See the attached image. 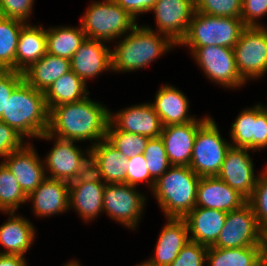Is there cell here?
I'll use <instances>...</instances> for the list:
<instances>
[{"label":"cell","mask_w":267,"mask_h":266,"mask_svg":"<svg viewBox=\"0 0 267 266\" xmlns=\"http://www.w3.org/2000/svg\"><path fill=\"white\" fill-rule=\"evenodd\" d=\"M159 233L155 252L148 260L158 266H169L189 241L188 226L184 218L167 217Z\"/></svg>","instance_id":"obj_25"},{"label":"cell","mask_w":267,"mask_h":266,"mask_svg":"<svg viewBox=\"0 0 267 266\" xmlns=\"http://www.w3.org/2000/svg\"><path fill=\"white\" fill-rule=\"evenodd\" d=\"M196 119L185 124L163 127L161 138L171 165L190 166L193 144L198 128L209 118Z\"/></svg>","instance_id":"obj_20"},{"label":"cell","mask_w":267,"mask_h":266,"mask_svg":"<svg viewBox=\"0 0 267 266\" xmlns=\"http://www.w3.org/2000/svg\"><path fill=\"white\" fill-rule=\"evenodd\" d=\"M106 139L128 159L143 154L150 138L118 130L110 121Z\"/></svg>","instance_id":"obj_35"},{"label":"cell","mask_w":267,"mask_h":266,"mask_svg":"<svg viewBox=\"0 0 267 266\" xmlns=\"http://www.w3.org/2000/svg\"><path fill=\"white\" fill-rule=\"evenodd\" d=\"M246 26L238 17L209 16L195 11L185 37L177 46H185L191 54L203 46L234 48Z\"/></svg>","instance_id":"obj_5"},{"label":"cell","mask_w":267,"mask_h":266,"mask_svg":"<svg viewBox=\"0 0 267 266\" xmlns=\"http://www.w3.org/2000/svg\"><path fill=\"white\" fill-rule=\"evenodd\" d=\"M233 51L241 78L261 79L267 73V27L246 26Z\"/></svg>","instance_id":"obj_9"},{"label":"cell","mask_w":267,"mask_h":266,"mask_svg":"<svg viewBox=\"0 0 267 266\" xmlns=\"http://www.w3.org/2000/svg\"><path fill=\"white\" fill-rule=\"evenodd\" d=\"M262 236L252 207L245 203L241 208L227 212L224 226L212 247L262 246Z\"/></svg>","instance_id":"obj_12"},{"label":"cell","mask_w":267,"mask_h":266,"mask_svg":"<svg viewBox=\"0 0 267 266\" xmlns=\"http://www.w3.org/2000/svg\"><path fill=\"white\" fill-rule=\"evenodd\" d=\"M250 149L231 146L217 177L248 199L256 186L259 174L255 175Z\"/></svg>","instance_id":"obj_16"},{"label":"cell","mask_w":267,"mask_h":266,"mask_svg":"<svg viewBox=\"0 0 267 266\" xmlns=\"http://www.w3.org/2000/svg\"><path fill=\"white\" fill-rule=\"evenodd\" d=\"M230 144L257 152L267 148V108L257 103L238 114L231 124Z\"/></svg>","instance_id":"obj_13"},{"label":"cell","mask_w":267,"mask_h":266,"mask_svg":"<svg viewBox=\"0 0 267 266\" xmlns=\"http://www.w3.org/2000/svg\"><path fill=\"white\" fill-rule=\"evenodd\" d=\"M110 109L87 96L64 103L49 111L48 133L65 140L91 141V146L106 139Z\"/></svg>","instance_id":"obj_1"},{"label":"cell","mask_w":267,"mask_h":266,"mask_svg":"<svg viewBox=\"0 0 267 266\" xmlns=\"http://www.w3.org/2000/svg\"><path fill=\"white\" fill-rule=\"evenodd\" d=\"M247 199L217 176L200 177L196 207L230 212L241 208Z\"/></svg>","instance_id":"obj_22"},{"label":"cell","mask_w":267,"mask_h":266,"mask_svg":"<svg viewBox=\"0 0 267 266\" xmlns=\"http://www.w3.org/2000/svg\"><path fill=\"white\" fill-rule=\"evenodd\" d=\"M35 0H0V16L29 23Z\"/></svg>","instance_id":"obj_41"},{"label":"cell","mask_w":267,"mask_h":266,"mask_svg":"<svg viewBox=\"0 0 267 266\" xmlns=\"http://www.w3.org/2000/svg\"><path fill=\"white\" fill-rule=\"evenodd\" d=\"M0 121L11 126L24 139H37L49 127V110L44 92L23 80L13 90Z\"/></svg>","instance_id":"obj_3"},{"label":"cell","mask_w":267,"mask_h":266,"mask_svg":"<svg viewBox=\"0 0 267 266\" xmlns=\"http://www.w3.org/2000/svg\"><path fill=\"white\" fill-rule=\"evenodd\" d=\"M24 80L23 73L14 70H0V118L13 90Z\"/></svg>","instance_id":"obj_43"},{"label":"cell","mask_w":267,"mask_h":266,"mask_svg":"<svg viewBox=\"0 0 267 266\" xmlns=\"http://www.w3.org/2000/svg\"><path fill=\"white\" fill-rule=\"evenodd\" d=\"M47 53L46 29L26 23L20 32L16 51V71L23 72Z\"/></svg>","instance_id":"obj_28"},{"label":"cell","mask_w":267,"mask_h":266,"mask_svg":"<svg viewBox=\"0 0 267 266\" xmlns=\"http://www.w3.org/2000/svg\"><path fill=\"white\" fill-rule=\"evenodd\" d=\"M199 180L190 167L171 165L155 181L151 192L166 218H184L196 207Z\"/></svg>","instance_id":"obj_4"},{"label":"cell","mask_w":267,"mask_h":266,"mask_svg":"<svg viewBox=\"0 0 267 266\" xmlns=\"http://www.w3.org/2000/svg\"><path fill=\"white\" fill-rule=\"evenodd\" d=\"M87 84L72 70L65 73L44 92L48 110L64 104L78 102L89 96Z\"/></svg>","instance_id":"obj_30"},{"label":"cell","mask_w":267,"mask_h":266,"mask_svg":"<svg viewBox=\"0 0 267 266\" xmlns=\"http://www.w3.org/2000/svg\"><path fill=\"white\" fill-rule=\"evenodd\" d=\"M227 212L195 207L185 217L189 240L201 245L213 246L222 230Z\"/></svg>","instance_id":"obj_26"},{"label":"cell","mask_w":267,"mask_h":266,"mask_svg":"<svg viewBox=\"0 0 267 266\" xmlns=\"http://www.w3.org/2000/svg\"><path fill=\"white\" fill-rule=\"evenodd\" d=\"M122 9L127 11L136 21L141 14L148 13L157 0H114Z\"/></svg>","instance_id":"obj_45"},{"label":"cell","mask_w":267,"mask_h":266,"mask_svg":"<svg viewBox=\"0 0 267 266\" xmlns=\"http://www.w3.org/2000/svg\"><path fill=\"white\" fill-rule=\"evenodd\" d=\"M69 71H71L69 59L46 53L22 73L24 81L28 85L38 91L45 92L54 81Z\"/></svg>","instance_id":"obj_29"},{"label":"cell","mask_w":267,"mask_h":266,"mask_svg":"<svg viewBox=\"0 0 267 266\" xmlns=\"http://www.w3.org/2000/svg\"><path fill=\"white\" fill-rule=\"evenodd\" d=\"M150 176L156 181L171 166L161 137L150 138L143 152Z\"/></svg>","instance_id":"obj_36"},{"label":"cell","mask_w":267,"mask_h":266,"mask_svg":"<svg viewBox=\"0 0 267 266\" xmlns=\"http://www.w3.org/2000/svg\"><path fill=\"white\" fill-rule=\"evenodd\" d=\"M5 214L9 217L0 226V245L5 250H1L0 254L25 256L36 238V228L21 214L16 215L15 212H5Z\"/></svg>","instance_id":"obj_27"},{"label":"cell","mask_w":267,"mask_h":266,"mask_svg":"<svg viewBox=\"0 0 267 266\" xmlns=\"http://www.w3.org/2000/svg\"><path fill=\"white\" fill-rule=\"evenodd\" d=\"M46 37L47 53L69 60L87 38L80 24L78 27H49L46 29Z\"/></svg>","instance_id":"obj_31"},{"label":"cell","mask_w":267,"mask_h":266,"mask_svg":"<svg viewBox=\"0 0 267 266\" xmlns=\"http://www.w3.org/2000/svg\"><path fill=\"white\" fill-rule=\"evenodd\" d=\"M21 149L11 152L3 160L28 197L46 178L44 161L38 156L31 141Z\"/></svg>","instance_id":"obj_17"},{"label":"cell","mask_w":267,"mask_h":266,"mask_svg":"<svg viewBox=\"0 0 267 266\" xmlns=\"http://www.w3.org/2000/svg\"><path fill=\"white\" fill-rule=\"evenodd\" d=\"M63 266H82V265L80 264L79 260L77 261L76 259H74L73 261L67 262Z\"/></svg>","instance_id":"obj_49"},{"label":"cell","mask_w":267,"mask_h":266,"mask_svg":"<svg viewBox=\"0 0 267 266\" xmlns=\"http://www.w3.org/2000/svg\"><path fill=\"white\" fill-rule=\"evenodd\" d=\"M207 246L188 241L169 266H206Z\"/></svg>","instance_id":"obj_39"},{"label":"cell","mask_w":267,"mask_h":266,"mask_svg":"<svg viewBox=\"0 0 267 266\" xmlns=\"http://www.w3.org/2000/svg\"><path fill=\"white\" fill-rule=\"evenodd\" d=\"M136 266H158V265H155L153 263H151L148 259L145 260L144 262H141L140 264L136 265Z\"/></svg>","instance_id":"obj_50"},{"label":"cell","mask_w":267,"mask_h":266,"mask_svg":"<svg viewBox=\"0 0 267 266\" xmlns=\"http://www.w3.org/2000/svg\"><path fill=\"white\" fill-rule=\"evenodd\" d=\"M218 128L210 116L197 130L189 167L199 177L217 176L231 147L230 141L222 137Z\"/></svg>","instance_id":"obj_8"},{"label":"cell","mask_w":267,"mask_h":266,"mask_svg":"<svg viewBox=\"0 0 267 266\" xmlns=\"http://www.w3.org/2000/svg\"><path fill=\"white\" fill-rule=\"evenodd\" d=\"M36 217H51L69 211V183L46 177L27 197Z\"/></svg>","instance_id":"obj_23"},{"label":"cell","mask_w":267,"mask_h":266,"mask_svg":"<svg viewBox=\"0 0 267 266\" xmlns=\"http://www.w3.org/2000/svg\"><path fill=\"white\" fill-rule=\"evenodd\" d=\"M105 183L90 169L69 183V210L74 209L85 222L95 220L103 211Z\"/></svg>","instance_id":"obj_14"},{"label":"cell","mask_w":267,"mask_h":266,"mask_svg":"<svg viewBox=\"0 0 267 266\" xmlns=\"http://www.w3.org/2000/svg\"><path fill=\"white\" fill-rule=\"evenodd\" d=\"M147 197L136 186L126 183L106 184L103 193V211L116 223L128 229H137L143 216Z\"/></svg>","instance_id":"obj_10"},{"label":"cell","mask_w":267,"mask_h":266,"mask_svg":"<svg viewBox=\"0 0 267 266\" xmlns=\"http://www.w3.org/2000/svg\"><path fill=\"white\" fill-rule=\"evenodd\" d=\"M110 122L121 131L140 134L148 138L161 136L163 125L150 102L131 105L110 112Z\"/></svg>","instance_id":"obj_18"},{"label":"cell","mask_w":267,"mask_h":266,"mask_svg":"<svg viewBox=\"0 0 267 266\" xmlns=\"http://www.w3.org/2000/svg\"><path fill=\"white\" fill-rule=\"evenodd\" d=\"M262 255V246L208 247L207 266H251Z\"/></svg>","instance_id":"obj_32"},{"label":"cell","mask_w":267,"mask_h":266,"mask_svg":"<svg viewBox=\"0 0 267 266\" xmlns=\"http://www.w3.org/2000/svg\"><path fill=\"white\" fill-rule=\"evenodd\" d=\"M193 6L209 16L241 18L242 0H193Z\"/></svg>","instance_id":"obj_37"},{"label":"cell","mask_w":267,"mask_h":266,"mask_svg":"<svg viewBox=\"0 0 267 266\" xmlns=\"http://www.w3.org/2000/svg\"><path fill=\"white\" fill-rule=\"evenodd\" d=\"M191 56L212 83L225 89H238L246 84L237 70L233 48L203 46L198 47Z\"/></svg>","instance_id":"obj_11"},{"label":"cell","mask_w":267,"mask_h":266,"mask_svg":"<svg viewBox=\"0 0 267 266\" xmlns=\"http://www.w3.org/2000/svg\"><path fill=\"white\" fill-rule=\"evenodd\" d=\"M91 2L79 20L89 39L110 43L130 32L138 24L114 0Z\"/></svg>","instance_id":"obj_6"},{"label":"cell","mask_w":267,"mask_h":266,"mask_svg":"<svg viewBox=\"0 0 267 266\" xmlns=\"http://www.w3.org/2000/svg\"><path fill=\"white\" fill-rule=\"evenodd\" d=\"M150 12L155 14L156 29L175 44L185 37L192 15L193 0H157Z\"/></svg>","instance_id":"obj_15"},{"label":"cell","mask_w":267,"mask_h":266,"mask_svg":"<svg viewBox=\"0 0 267 266\" xmlns=\"http://www.w3.org/2000/svg\"><path fill=\"white\" fill-rule=\"evenodd\" d=\"M25 140L11 126L0 121V159L21 149L27 143Z\"/></svg>","instance_id":"obj_42"},{"label":"cell","mask_w":267,"mask_h":266,"mask_svg":"<svg viewBox=\"0 0 267 266\" xmlns=\"http://www.w3.org/2000/svg\"><path fill=\"white\" fill-rule=\"evenodd\" d=\"M90 169L105 184H127L128 158L116 149L107 139L90 146Z\"/></svg>","instance_id":"obj_21"},{"label":"cell","mask_w":267,"mask_h":266,"mask_svg":"<svg viewBox=\"0 0 267 266\" xmlns=\"http://www.w3.org/2000/svg\"><path fill=\"white\" fill-rule=\"evenodd\" d=\"M26 23L0 16V70L16 71L18 38Z\"/></svg>","instance_id":"obj_33"},{"label":"cell","mask_w":267,"mask_h":266,"mask_svg":"<svg viewBox=\"0 0 267 266\" xmlns=\"http://www.w3.org/2000/svg\"><path fill=\"white\" fill-rule=\"evenodd\" d=\"M27 201V196L22 191L17 179L0 161V211L15 212Z\"/></svg>","instance_id":"obj_34"},{"label":"cell","mask_w":267,"mask_h":266,"mask_svg":"<svg viewBox=\"0 0 267 266\" xmlns=\"http://www.w3.org/2000/svg\"><path fill=\"white\" fill-rule=\"evenodd\" d=\"M189 103L185 93L179 88L171 84H163L157 89L155 99L151 102V105L160 117L163 127H165L195 121L196 116L188 113Z\"/></svg>","instance_id":"obj_24"},{"label":"cell","mask_w":267,"mask_h":266,"mask_svg":"<svg viewBox=\"0 0 267 266\" xmlns=\"http://www.w3.org/2000/svg\"><path fill=\"white\" fill-rule=\"evenodd\" d=\"M128 164L127 184L137 187L140 183L144 182L151 191L155 184V180L150 176L144 155L137 154L136 156L129 158Z\"/></svg>","instance_id":"obj_40"},{"label":"cell","mask_w":267,"mask_h":266,"mask_svg":"<svg viewBox=\"0 0 267 266\" xmlns=\"http://www.w3.org/2000/svg\"><path fill=\"white\" fill-rule=\"evenodd\" d=\"M262 231L267 229V166L259 173L252 195L247 199Z\"/></svg>","instance_id":"obj_38"},{"label":"cell","mask_w":267,"mask_h":266,"mask_svg":"<svg viewBox=\"0 0 267 266\" xmlns=\"http://www.w3.org/2000/svg\"><path fill=\"white\" fill-rule=\"evenodd\" d=\"M262 254L267 258V229L263 231L262 236Z\"/></svg>","instance_id":"obj_47"},{"label":"cell","mask_w":267,"mask_h":266,"mask_svg":"<svg viewBox=\"0 0 267 266\" xmlns=\"http://www.w3.org/2000/svg\"><path fill=\"white\" fill-rule=\"evenodd\" d=\"M173 47L178 46L168 36L155 32L149 25L137 24L111 49V70L115 73L138 71Z\"/></svg>","instance_id":"obj_2"},{"label":"cell","mask_w":267,"mask_h":266,"mask_svg":"<svg viewBox=\"0 0 267 266\" xmlns=\"http://www.w3.org/2000/svg\"><path fill=\"white\" fill-rule=\"evenodd\" d=\"M0 266H28L25 256L0 254Z\"/></svg>","instance_id":"obj_46"},{"label":"cell","mask_w":267,"mask_h":266,"mask_svg":"<svg viewBox=\"0 0 267 266\" xmlns=\"http://www.w3.org/2000/svg\"><path fill=\"white\" fill-rule=\"evenodd\" d=\"M71 70L86 84L111 70V48L105 41L86 38L70 59ZM100 74V75H99Z\"/></svg>","instance_id":"obj_19"},{"label":"cell","mask_w":267,"mask_h":266,"mask_svg":"<svg viewBox=\"0 0 267 266\" xmlns=\"http://www.w3.org/2000/svg\"><path fill=\"white\" fill-rule=\"evenodd\" d=\"M251 266H267V258L262 254Z\"/></svg>","instance_id":"obj_48"},{"label":"cell","mask_w":267,"mask_h":266,"mask_svg":"<svg viewBox=\"0 0 267 266\" xmlns=\"http://www.w3.org/2000/svg\"><path fill=\"white\" fill-rule=\"evenodd\" d=\"M38 139L54 140L53 147L43 160L46 177L70 183L90 170V146L86 147L85 151L76 146L75 143L78 141L61 139L48 132L42 134Z\"/></svg>","instance_id":"obj_7"},{"label":"cell","mask_w":267,"mask_h":266,"mask_svg":"<svg viewBox=\"0 0 267 266\" xmlns=\"http://www.w3.org/2000/svg\"><path fill=\"white\" fill-rule=\"evenodd\" d=\"M267 15V0H242L241 19L245 26H264L258 19Z\"/></svg>","instance_id":"obj_44"}]
</instances>
